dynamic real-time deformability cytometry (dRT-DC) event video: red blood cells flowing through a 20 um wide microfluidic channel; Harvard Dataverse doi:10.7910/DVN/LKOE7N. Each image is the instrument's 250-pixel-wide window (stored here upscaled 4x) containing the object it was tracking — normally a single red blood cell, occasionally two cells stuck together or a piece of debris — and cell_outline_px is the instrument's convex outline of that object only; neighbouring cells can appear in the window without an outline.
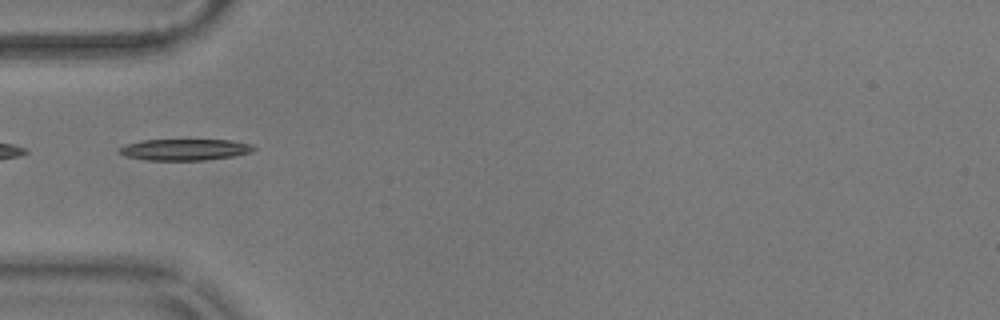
{"species": "common noctule bat (a hibernating species)", "species_latin": "Nyctalus noctula", "temperature_condition": "warm", "stored_images_in_passage": 39, "camera_frame_rate_fps": 3000, "um_per_image_px": 0.085, "animal": {"sex": "male", "body_mass_g": 17.9}, "frame": {"image": 1, "passage_image": 1, "time_ms": 0.0, "image_size_px": [1000, 320], "cell_outline_px": [[256, 148], [252, 152], [236, 156], [204, 160], [148, 160], [124, 156], [116, 152], [116, 148], [128, 144], [144, 140], [232, 140], [252, 144]], "centroid_in_image_um": [15.71, 12.72], "position_along_channel_um": 69.3, "area_um2": 16.88}, "authors_computed_cell_mechanics": {"area_um2": 16.473, "velocity_mm_per_s": 3.5562, "shape_relaxation_time_tau1_ms": 4.6599, "shape_relaxation_time_tau2_ms": 2.4683, "deformation_change_tau1": 0.2038, "deformation_change_tau2": 0.1017}}